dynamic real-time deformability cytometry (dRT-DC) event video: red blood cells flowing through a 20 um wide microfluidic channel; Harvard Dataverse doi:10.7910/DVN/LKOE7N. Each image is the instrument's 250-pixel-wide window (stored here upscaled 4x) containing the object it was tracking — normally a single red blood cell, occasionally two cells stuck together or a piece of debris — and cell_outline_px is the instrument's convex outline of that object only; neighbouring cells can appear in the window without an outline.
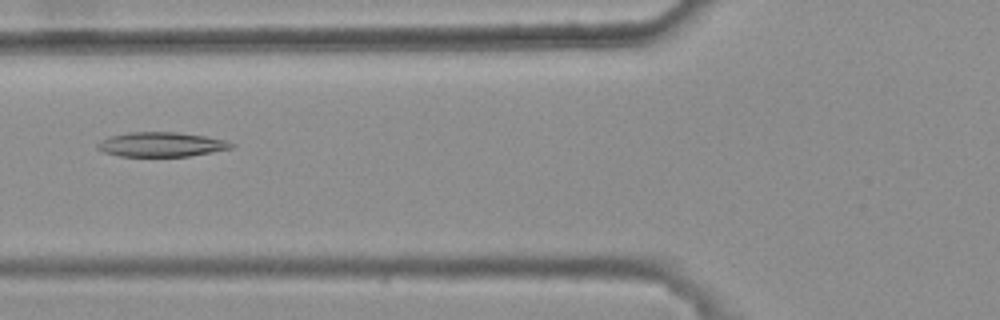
{"species": "common noctule bat (a hibernating species)", "species_latin": "Nyctalus noctula", "temperature_condition": "warm", "stored_images_in_passage": 36, "camera_frame_rate_fps": 3000, "um_per_image_px": 0.085, "animal": {"sex": "female", "body_mass_g": 25.1}, "frame": {"image": 1, "passage_image": 8, "time_ms": 2.333, "image_size_px": [1000, 320], "cell_outline_px": [[236, 144], [232, 148], [212, 152], [188, 156], [120, 156], [104, 152], [96, 148], [96, 144], [100, 140], [108, 136], [128, 132], [176, 132], [204, 136], [224, 140]], "centroid_in_image_um": [13.67, 12.27], "position_along_channel_um": 112.1, "area_um2": 19.13}}
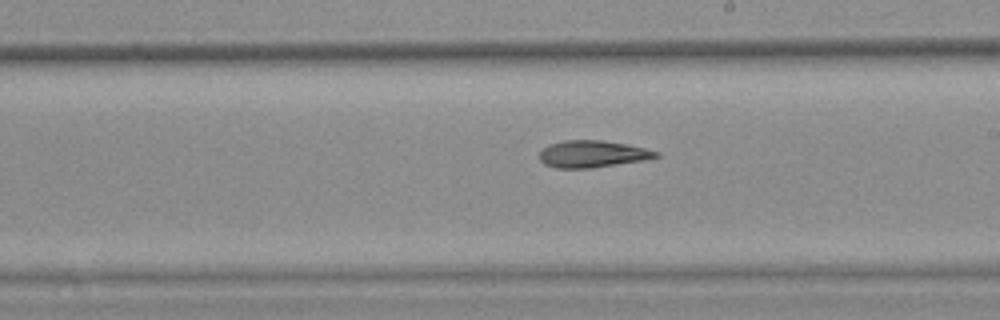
{"frame": {"image": 2, "passage_image": 18, "time_ms": 5.667, "image_size_px": [1000, 320], "cell_outline_px": [[660, 156], [648, 160], [588, 168], [556, 168], [544, 164], [540, 160], [540, 152], [548, 144], [564, 140], [600, 140], [624, 144], [644, 148], [660, 152]], "centroid_in_image_um": [50.37, 13.09], "position_along_channel_um": 238.6, "area_um2": 18.26}}
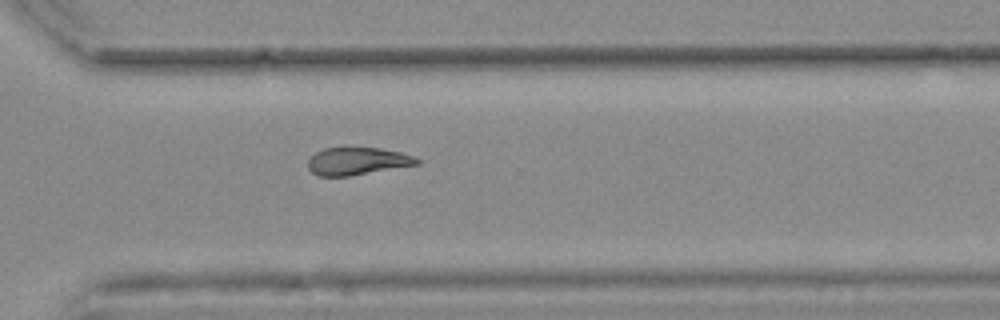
{"frame": {"image": 3, "passage_image": 26, "time_ms": 8.333, "image_size_px": [1000, 320], "cell_outline_px": [[420, 164], [348, 176], [320, 176], [312, 172], [308, 168], [308, 160], [316, 152], [324, 148], [380, 148], [400, 152], [412, 156], [420, 160]], "centroid_in_image_um": [30.37, 13.7], "position_along_channel_um": 340.2, "area_um2": 17.28}, "authors_computed_cell_mechanics": {"area_um2": 18.4382, "velocity_mm_per_s": 3.8025, "shape_relaxation_time_tau1_ms": null, "shape_relaxation_time_tau2_ms": 5.4697, "deformation_change_tau1": null, "deformation_change_tau2": 0.1337}}